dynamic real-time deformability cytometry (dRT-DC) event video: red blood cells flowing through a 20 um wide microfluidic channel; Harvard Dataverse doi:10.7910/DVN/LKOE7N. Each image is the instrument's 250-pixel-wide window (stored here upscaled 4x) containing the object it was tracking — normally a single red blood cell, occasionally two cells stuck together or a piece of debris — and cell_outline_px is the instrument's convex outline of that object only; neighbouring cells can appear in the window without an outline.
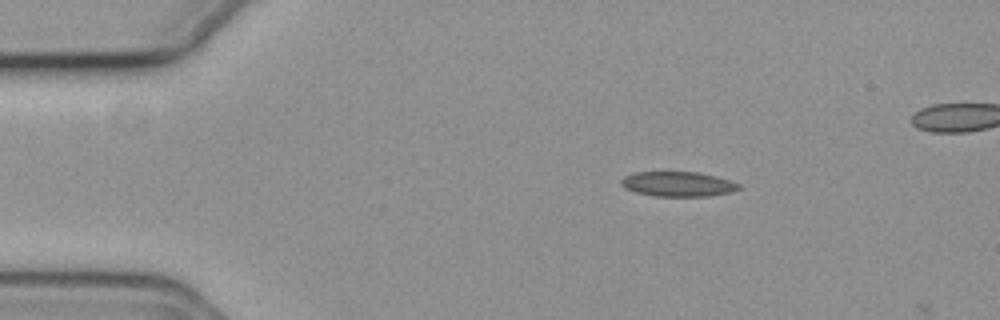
{"species": "common noctule bat (a hibernating species)", "species_latin": "Nyctalus noctula", "temperature_condition": "cold", "stored_images_in_passage": 11, "camera_frame_rate_fps": 3000, "um_per_image_px": 0.085, "animal": {"sex": "female", "body_mass_g": 19.3, "forearm_length_mm": 54.1}, "frame": {"image": 1, "passage_image": 9, "time_ms": 2.667, "image_size_px": [1000, 320], "cell_outline_px": [[744, 188], [732, 192], [708, 196], [656, 196], [636, 192], [624, 188], [620, 184], [620, 180], [624, 176], [636, 172], [696, 172], [716, 176], [740, 184]], "centroid_in_image_um": [57.64, 15.65], "position_along_channel_um": 27.4, "area_um2": 17.11}}